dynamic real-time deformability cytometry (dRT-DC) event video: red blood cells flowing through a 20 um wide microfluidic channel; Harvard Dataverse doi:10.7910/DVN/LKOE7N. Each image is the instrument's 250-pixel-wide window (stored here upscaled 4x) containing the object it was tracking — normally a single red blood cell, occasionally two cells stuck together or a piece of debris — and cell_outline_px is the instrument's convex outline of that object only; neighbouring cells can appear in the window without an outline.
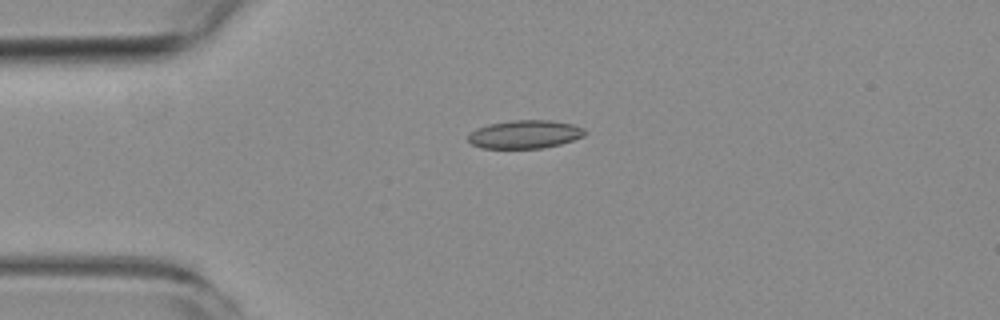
{"species": "common noctule bat (a hibernating species)", "species_latin": "Nyctalus noctula", "temperature_condition": "room temperature", "stored_images_in_passage": 4, "camera_frame_rate_fps": 3000, "um_per_image_px": 0.085, "animal": {"sex": "female", "body_mass_g": 19.3, "forearm_length_mm": 54.1}, "frame": {"image": 1, "passage_image": 2, "time_ms": 2.0, "image_size_px": [1000, 320], "cell_outline_px": [[588, 132], [584, 136], [560, 144], [540, 148], [480, 148], [472, 144], [468, 140], [468, 136], [476, 128], [488, 124], [512, 120], [552, 120], [572, 124], [584, 128]], "centroid_in_image_um": [44.62, 11.41], "position_along_channel_um": 40.4, "area_um2": 19.25}}